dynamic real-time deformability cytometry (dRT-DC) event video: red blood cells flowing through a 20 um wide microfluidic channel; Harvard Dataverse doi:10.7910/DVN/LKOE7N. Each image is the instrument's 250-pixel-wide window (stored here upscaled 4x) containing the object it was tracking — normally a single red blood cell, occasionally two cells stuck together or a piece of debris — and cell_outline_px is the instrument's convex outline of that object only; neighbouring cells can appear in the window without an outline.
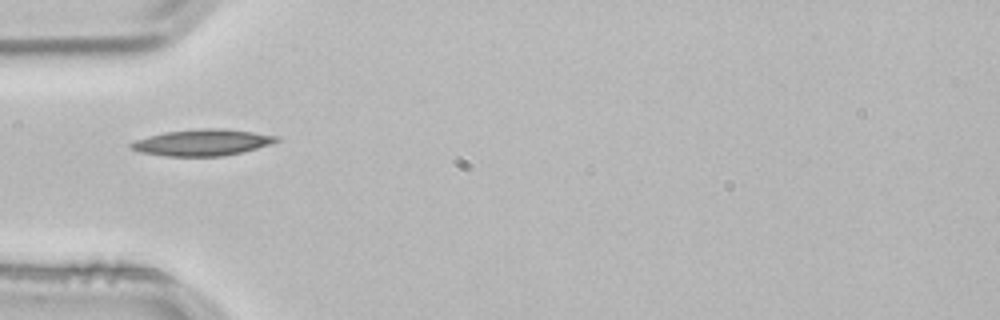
{"species": "common noctule bat (a hibernating species)", "species_latin": "Nyctalus noctula", "temperature_condition": "room temperature", "stored_images_in_passage": 1, "camera_frame_rate_fps": 3000, "um_per_image_px": 0.085, "animal": {"sex": "male", "body_mass_g": 21.5, "forearm_length_mm": 52.0}, "frame": {"image": 1, "passage_image": 1, "time_ms": 0.0, "image_size_px": [1000, 320], "cell_outline_px": [[280, 140], [272, 144], [224, 156], [164, 156], [140, 152], [128, 148], [128, 144], [136, 140], [148, 136], [164, 132], [200, 128], [224, 128], [280, 136]], "centroid_in_image_um": [17.18, 12.11], "position_along_channel_um": 67.8, "area_um2": 22.48}}